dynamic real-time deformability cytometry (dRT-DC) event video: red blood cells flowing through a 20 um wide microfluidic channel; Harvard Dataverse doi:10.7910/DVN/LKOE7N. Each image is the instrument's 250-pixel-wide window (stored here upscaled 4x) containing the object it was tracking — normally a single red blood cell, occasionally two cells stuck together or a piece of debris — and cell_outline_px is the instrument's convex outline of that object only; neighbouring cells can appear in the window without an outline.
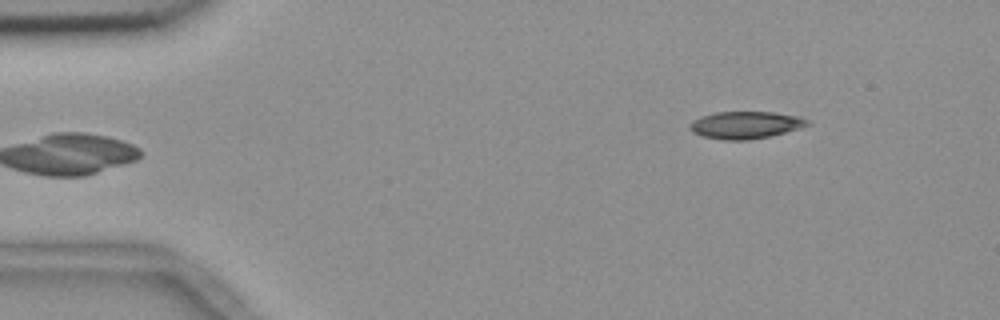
{"species": "common noctule bat (a hibernating species)", "species_latin": "Nyctalus noctula", "temperature_condition": "room temperature", "stored_images_in_passage": 3, "camera_frame_rate_fps": 3000, "um_per_image_px": 0.085, "animal": {"sex": "female", "body_mass_g": 18.4}, "frame": {"image": 1, "passage_image": 3, "time_ms": 0.667, "image_size_px": [1000, 320], "cell_outline_px": [[812, 124], [800, 128], [772, 136], [748, 140], [720, 140], [704, 136], [692, 132], [688, 124], [692, 120], [700, 116], [716, 112], [772, 112], [800, 116], [808, 120]], "centroid_in_image_um": [63.37, 10.62], "position_along_channel_um": 21.6, "area_um2": 18.9}}